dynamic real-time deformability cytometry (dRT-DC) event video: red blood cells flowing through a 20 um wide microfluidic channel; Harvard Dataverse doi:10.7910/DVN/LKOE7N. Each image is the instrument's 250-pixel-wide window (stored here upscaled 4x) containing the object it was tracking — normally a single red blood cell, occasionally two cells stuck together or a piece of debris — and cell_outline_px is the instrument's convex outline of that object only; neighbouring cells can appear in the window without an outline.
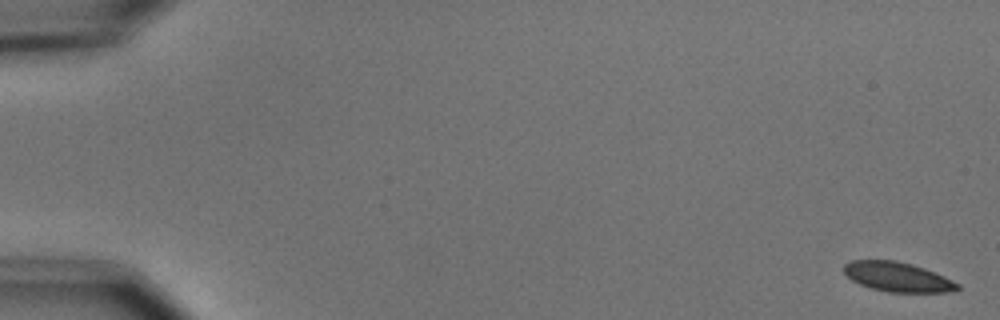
{"species": "common noctule bat (a hibernating species)", "species_latin": "Nyctalus noctula", "temperature_condition": "cold", "stored_images_in_passage": 6, "camera_frame_rate_fps": 3000, "um_per_image_px": 0.085, "animal": {"sex": "male", "body_mass_g": 15.6}, "frame": {"image": 1, "passage_image": 1, "time_ms": 0.0, "image_size_px": [1000, 320], "cell_outline_px": [[960, 288], [956, 292], [888, 292], [872, 288], [860, 284], [852, 280], [844, 272], [844, 264], [852, 260], [896, 260], [912, 264], [924, 268], [944, 276], [960, 284]], "centroid_in_image_um": [76.33, 23.54], "position_along_channel_um": 8.7, "area_um2": 19.59}}
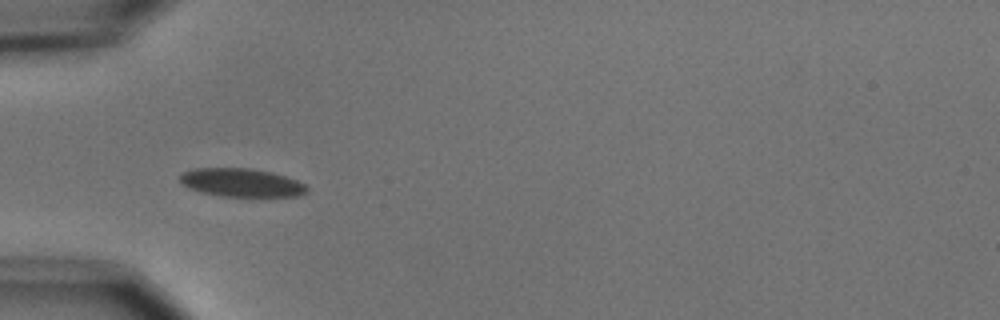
{"frame": {"image": 2, "passage_image": 5, "time_ms": 5.667, "image_size_px": [1000, 320], "cell_outline_px": [[308, 192], [300, 196], [220, 196], [200, 192], [184, 184], [180, 180], [180, 176], [184, 172], [196, 168], [252, 168], [272, 172], [308, 184]], "centroid_in_image_um": [20.59, 15.52], "position_along_channel_um": 64.4, "area_um2": 20.92}}
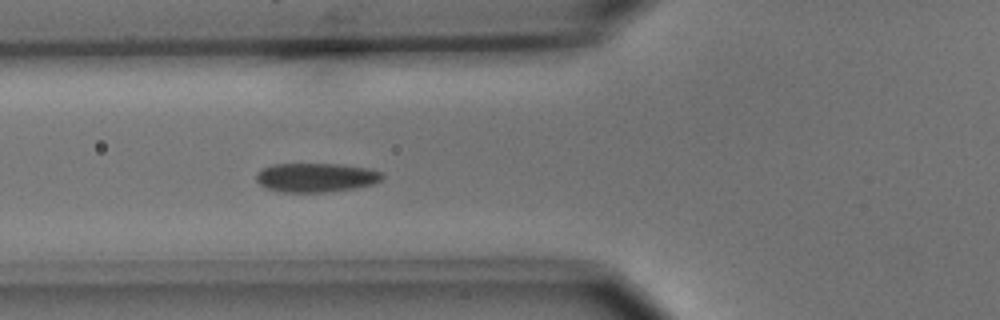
{"frame": {"image": 3, "passage_image": 6, "time_ms": 6.667, "image_size_px": [1000, 320], "cell_outline_px": [[384, 176], [380, 180], [372, 184], [356, 188], [324, 192], [280, 192], [268, 188], [260, 184], [256, 180], [256, 172], [260, 168], [272, 164], [340, 164], [372, 168], [384, 172]], "centroid_in_image_um": [26.87, 15.07], "position_along_channel_um": 98.9, "area_um2": 21.62}}